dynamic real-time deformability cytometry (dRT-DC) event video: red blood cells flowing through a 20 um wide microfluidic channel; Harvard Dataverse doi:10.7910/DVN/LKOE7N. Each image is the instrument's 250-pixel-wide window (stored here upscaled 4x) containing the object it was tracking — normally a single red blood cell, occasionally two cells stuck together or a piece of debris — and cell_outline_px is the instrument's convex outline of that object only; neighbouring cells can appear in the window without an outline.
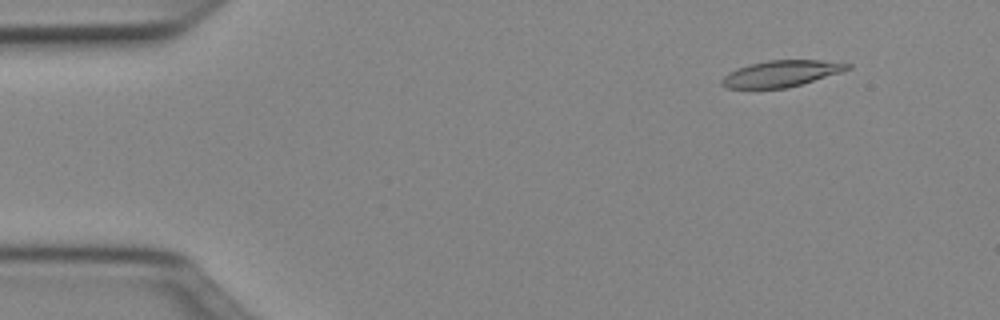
{"species": "Egyptian fruit bat (a non-hibernating species)", "species_latin": "Rousettus aegyptiacus", "temperature_condition": "cold", "stored_images_in_passage": 46, "camera_frame_rate_fps": 3000, "um_per_image_px": 0.085, "animal": {"sex": "female"}, "frame": {"image": 1, "passage_image": 1, "time_ms": 0.0, "image_size_px": [1000, 320], "cell_outline_px": [[852, 68], [840, 72], [788, 88], [728, 88], [720, 84], [720, 80], [728, 72], [736, 68], [748, 64], [768, 60], [820, 60], [852, 64]], "centroid_in_image_um": [66.36, 6.25], "position_along_channel_um": 18.6, "area_um2": 19.25}}
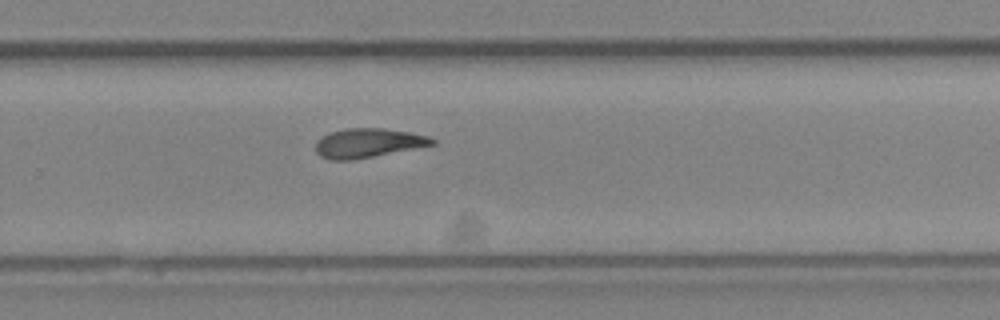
{"frame": {"image": 2, "passage_image": 29, "time_ms": 9.333, "image_size_px": [1000, 320], "cell_outline_px": [[436, 144], [352, 160], [328, 160], [320, 156], [316, 152], [316, 140], [320, 136], [328, 132], [344, 128], [384, 128], [412, 132], [428, 136], [436, 140]], "centroid_in_image_um": [31.25, 12.14], "position_along_channel_um": 298.6, "area_um2": 20.06}}
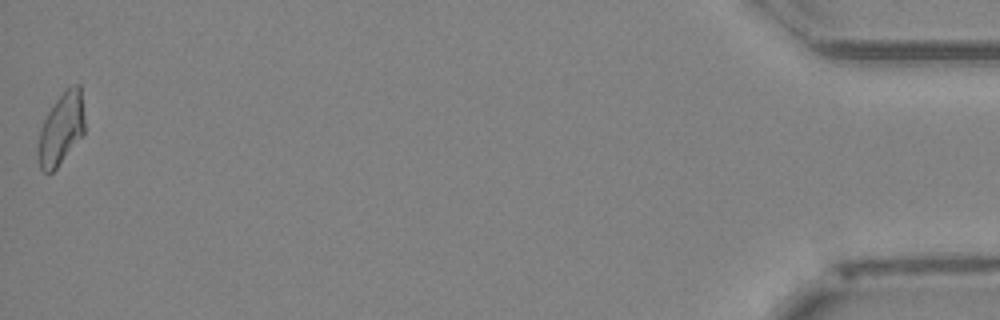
{"frame": {"image": 3, "passage_image": 46, "time_ms": 15.0, "image_size_px": [1000, 320], "cell_outline_px": [[84, 132], [56, 168], [52, 172], [44, 172], [40, 168], [36, 152], [36, 148], [40, 128], [48, 112], [56, 100], [72, 84], [80, 84], [84, 116]], "centroid_in_image_um": [5.17, 10.96], "position_along_channel_um": 430.0, "area_um2": 19.31}, "authors_computed_cell_mechanics": {"area_um2": 19.941, "velocity_mm_per_s": 4.0006, "shape_relaxation_time_tau1_ms": null, "shape_relaxation_time_tau2_ms": 5.6548, "deformation_change_tau1": null, "deformation_change_tau2": 0.1538}}